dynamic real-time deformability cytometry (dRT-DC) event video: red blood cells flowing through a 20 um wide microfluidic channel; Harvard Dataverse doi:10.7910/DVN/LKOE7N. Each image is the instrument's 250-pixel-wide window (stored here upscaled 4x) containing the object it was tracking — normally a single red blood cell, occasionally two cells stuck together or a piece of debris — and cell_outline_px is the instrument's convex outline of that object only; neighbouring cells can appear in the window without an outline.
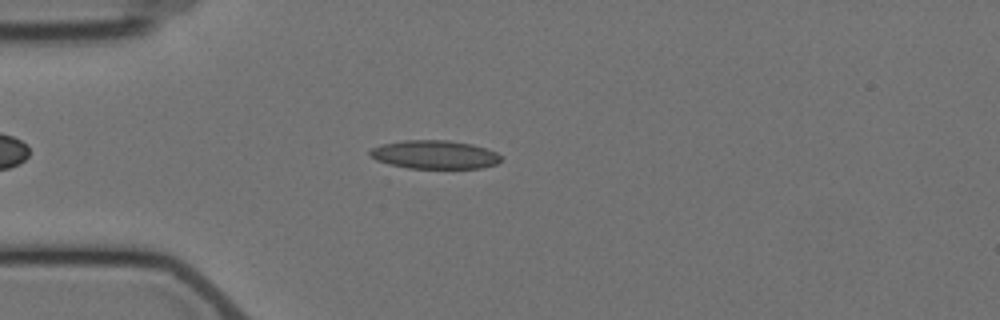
{"species": "Egyptian fruit bat (a non-hibernating species)", "species_latin": "Rousettus aegyptiacus", "temperature_condition": "cold", "stored_images_in_passage": 3, "camera_frame_rate_fps": 3000, "um_per_image_px": 0.085, "animal": {"sex": "female"}, "frame": {"image": 1, "passage_image": 3, "time_ms": 2.333, "image_size_px": [1000, 320], "cell_outline_px": [[504, 156], [496, 164], [480, 168], [408, 168], [376, 160], [368, 156], [368, 152], [372, 148], [380, 144], [404, 140], [448, 140], [472, 144], [496, 152]], "centroid_in_image_um": [36.93, 13.13], "position_along_channel_um": 48.1, "area_um2": 21.79}}